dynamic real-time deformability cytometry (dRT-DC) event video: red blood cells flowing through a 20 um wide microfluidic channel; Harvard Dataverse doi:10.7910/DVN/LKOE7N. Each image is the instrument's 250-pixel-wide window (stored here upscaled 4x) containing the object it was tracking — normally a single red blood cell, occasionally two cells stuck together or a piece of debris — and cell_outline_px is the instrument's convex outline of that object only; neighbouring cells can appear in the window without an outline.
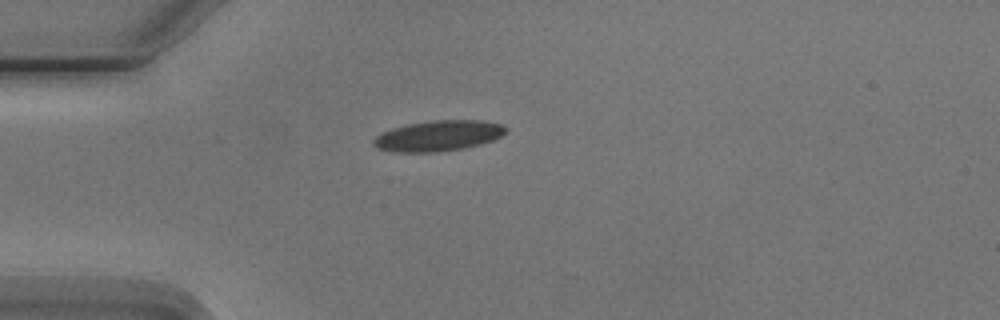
{"species": "Egyptian fruit bat (a non-hibernating species)", "species_latin": "Rousettus aegyptiacus", "temperature_condition": "cold", "stored_images_in_passage": 3, "camera_frame_rate_fps": 3000, "um_per_image_px": 0.085, "animal": {"sex": "male"}, "frame": {"image": 1, "passage_image": 1, "time_ms": 0.0, "image_size_px": [1000, 320], "cell_outline_px": [[508, 132], [492, 140], [480, 144], [464, 148], [436, 152], [392, 152], [376, 148], [372, 144], [372, 140], [376, 136], [392, 128], [408, 124], [432, 120], [480, 120], [500, 124], [508, 128]], "centroid_in_image_um": [37.24, 11.54], "position_along_channel_um": 47.8, "area_um2": 23.64}}